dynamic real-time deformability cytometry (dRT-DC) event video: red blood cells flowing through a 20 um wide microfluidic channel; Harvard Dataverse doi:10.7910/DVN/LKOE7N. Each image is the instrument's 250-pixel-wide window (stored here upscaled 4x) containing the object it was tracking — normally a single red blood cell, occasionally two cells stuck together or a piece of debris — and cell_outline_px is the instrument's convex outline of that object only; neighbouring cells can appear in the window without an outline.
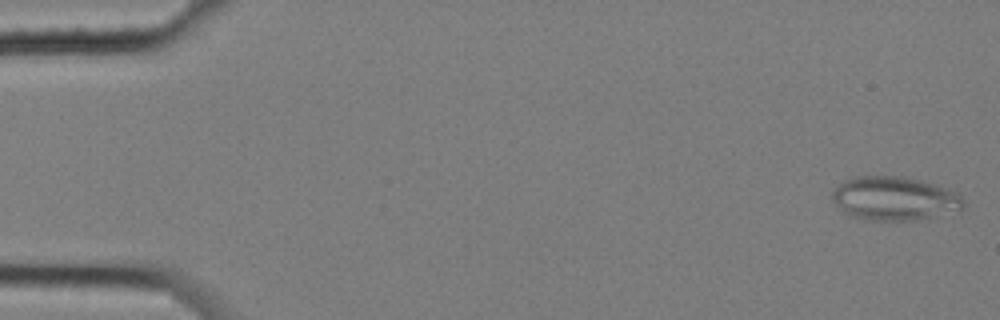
{"species": "common noctule bat (a hibernating species)", "species_latin": "Nyctalus noctula", "temperature_condition": "cold", "stored_images_in_passage": 5, "camera_frame_rate_fps": 3000, "um_per_image_px": 0.085, "animal": {"sex": "female", "body_mass_g": 25.1}, "frame": {"image": 1, "passage_image": 1, "time_ms": 0.0, "image_size_px": [1000, 320], "cell_outline_px": [[964, 208], [960, 212], [912, 220], [864, 220], [852, 216], [844, 212], [832, 200], [832, 192], [844, 180], [856, 176], [900, 176], [936, 184], [960, 192], [964, 200]], "centroid_in_image_um": [76.1, 16.88], "position_along_channel_um": 8.9, "area_um2": 33.81}}